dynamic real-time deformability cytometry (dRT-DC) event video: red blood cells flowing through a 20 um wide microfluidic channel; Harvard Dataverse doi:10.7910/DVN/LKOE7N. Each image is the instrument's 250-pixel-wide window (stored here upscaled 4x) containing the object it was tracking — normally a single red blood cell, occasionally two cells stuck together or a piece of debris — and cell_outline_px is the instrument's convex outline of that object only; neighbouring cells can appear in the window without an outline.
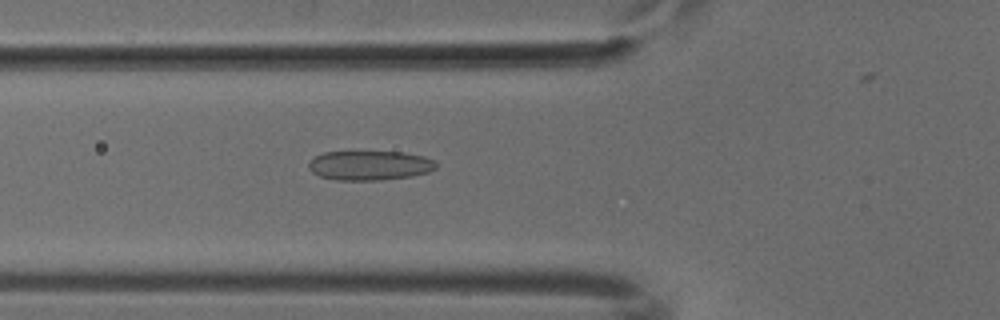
{"species": "common noctule bat (a hibernating species)", "species_latin": "Nyctalus noctula", "temperature_condition": "cold", "stored_images_in_passage": 47, "camera_frame_rate_fps": 3000, "um_per_image_px": 0.085, "animal": {"sex": "male", "body_mass_g": 18.8}, "frame": {"image": 1, "passage_image": 19, "time_ms": 6.0, "image_size_px": [1000, 320], "cell_outline_px": [[436, 168], [428, 172], [412, 176], [380, 180], [336, 180], [320, 176], [312, 172], [308, 168], [308, 164], [316, 156], [324, 152], [404, 152], [424, 156], [436, 160]], "centroid_in_image_um": [31.45, 14.06], "position_along_channel_um": 94.3, "area_um2": 21.91}}
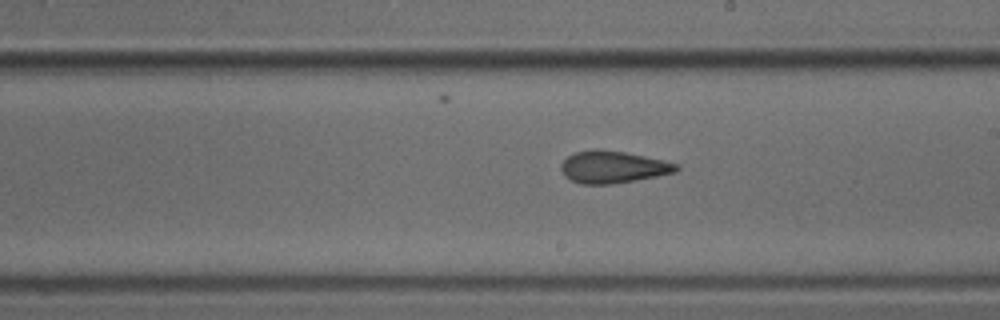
{"frame": {"image": 2, "passage_image": 30, "time_ms": 9.667, "image_size_px": [1000, 320], "cell_outline_px": [[680, 168], [676, 172], [636, 180], [612, 184], [580, 184], [564, 176], [560, 168], [560, 164], [568, 156], [576, 152], [596, 148], [600, 148], [624, 152], [664, 160], [680, 164]], "centroid_in_image_um": [52.1, 14.19], "position_along_channel_um": 236.9, "area_um2": 21.73}}
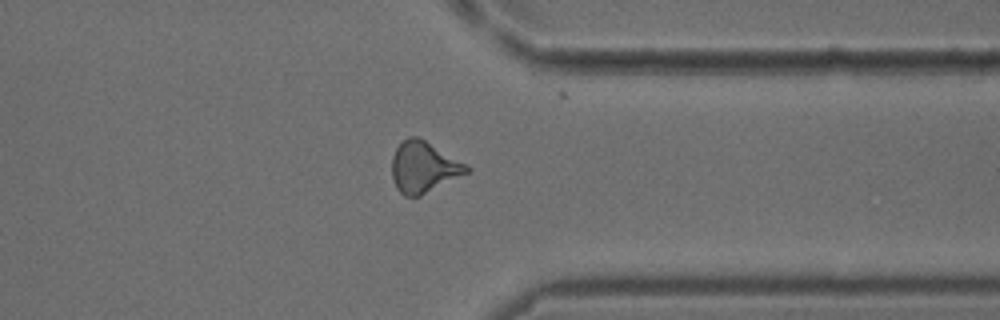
{"frame": {"image": 3, "passage_image": 41, "time_ms": 13.333, "image_size_px": [1000, 320], "cell_outline_px": [[472, 168], [468, 172], [420, 196], [404, 196], [396, 188], [392, 176], [392, 156], [396, 148], [408, 136], [416, 136], [424, 140], [468, 164]], "centroid_in_image_um": [36.01, 14.2], "position_along_channel_um": 375.4, "area_um2": 22.08}}